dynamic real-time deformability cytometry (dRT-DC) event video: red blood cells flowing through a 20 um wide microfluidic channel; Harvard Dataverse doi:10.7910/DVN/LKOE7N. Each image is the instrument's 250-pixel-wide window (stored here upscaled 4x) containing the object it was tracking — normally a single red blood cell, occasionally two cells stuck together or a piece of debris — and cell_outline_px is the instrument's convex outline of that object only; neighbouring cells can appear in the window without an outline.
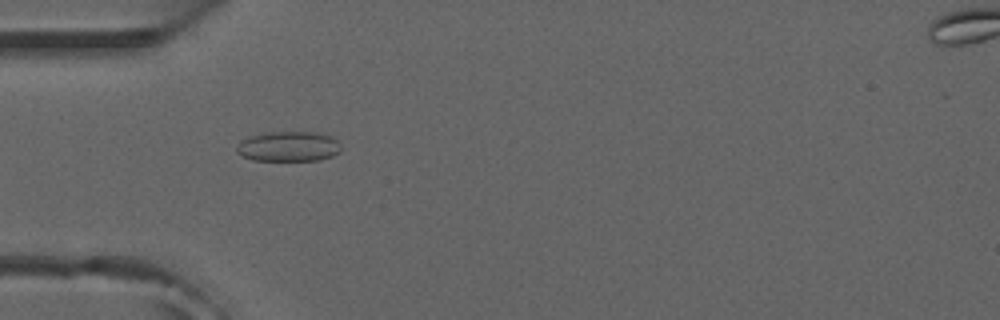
{"species": "common noctule bat (a hibernating species)", "species_latin": "Nyctalus noctula", "temperature_condition": "room temperature", "stored_images_in_passage": 7, "camera_frame_rate_fps": 3000, "um_per_image_px": 0.085, "animal": {"sex": "male", "forearm_length_mm": 52.5}, "frame": {"image": 1, "passage_image": 5, "time_ms": 1.333, "image_size_px": [1000, 320], "cell_outline_px": [[340, 152], [332, 156], [320, 160], [252, 160], [240, 156], [236, 152], [236, 148], [240, 140], [252, 136], [268, 132], [316, 132], [332, 136], [340, 144]], "centroid_in_image_um": [24.52, 12.45], "position_along_channel_um": 60.5, "area_um2": 18.38}}
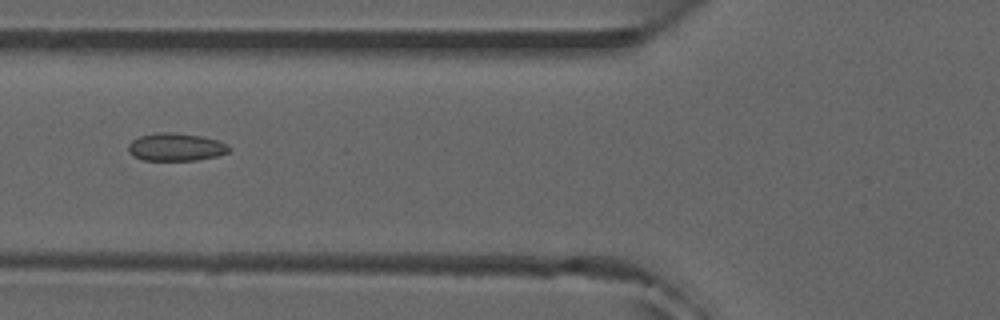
{"frame": {"image": 2, "passage_image": 6, "time_ms": 1.667, "image_size_px": [1000, 320], "cell_outline_px": [[232, 148], [228, 152], [216, 156], [196, 160], [144, 160], [132, 156], [128, 152], [128, 144], [132, 140], [140, 136], [156, 132], [172, 132], [200, 136], [216, 140], [228, 144]], "centroid_in_image_um": [14.92, 12.5], "position_along_channel_um": 110.9, "area_um2": 16.36}}
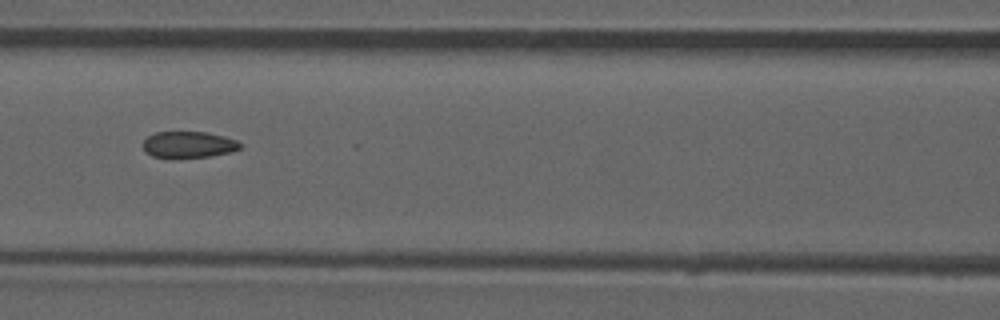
{"frame": {"image": 3, "passage_image": 7, "time_ms": 2.0, "image_size_px": [1000, 320], "cell_outline_px": [[244, 144], [240, 148], [232, 152], [208, 156], [172, 160], [168, 160], [152, 156], [144, 152], [144, 140], [148, 136], [156, 132], [204, 132], [224, 136], [236, 140]], "centroid_in_image_um": [16.01, 12.33], "position_along_channel_um": 150.6, "area_um2": 15.43}}